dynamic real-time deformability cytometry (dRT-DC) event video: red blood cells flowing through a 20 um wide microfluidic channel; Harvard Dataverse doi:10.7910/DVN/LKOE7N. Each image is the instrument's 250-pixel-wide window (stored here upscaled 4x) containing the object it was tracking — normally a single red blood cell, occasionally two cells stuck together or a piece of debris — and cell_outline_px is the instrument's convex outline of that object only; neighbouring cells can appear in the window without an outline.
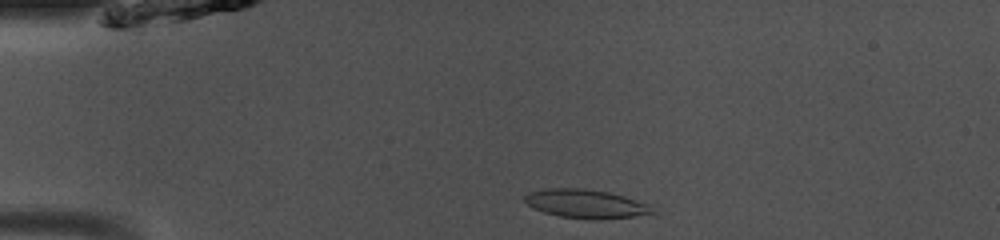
{"species": "common noctule bat (a hibernating species)", "species_latin": "Nyctalus noctula", "temperature_condition": "room temperature", "stored_images_in_passage": 39, "camera_frame_rate_fps": 3000, "um_per_image_px": 0.085, "animal": {"sex": "male", "body_mass_g": 13.0, "forearm_length_mm": 53.1}, "frame": {"image": 1, "passage_image": 1, "time_ms": 0.0, "image_size_px": [1000, 240], "cell_outline_px": [[656, 216], [600, 220], [588, 220], [560, 216], [544, 212], [532, 208], [524, 200], [524, 196], [528, 192], [548, 188], [584, 188], [608, 192], [624, 196], [648, 204], [656, 212]], "centroid_in_image_um": [49.9, 17.36], "position_along_channel_um": 35.1, "area_um2": 22.08}}
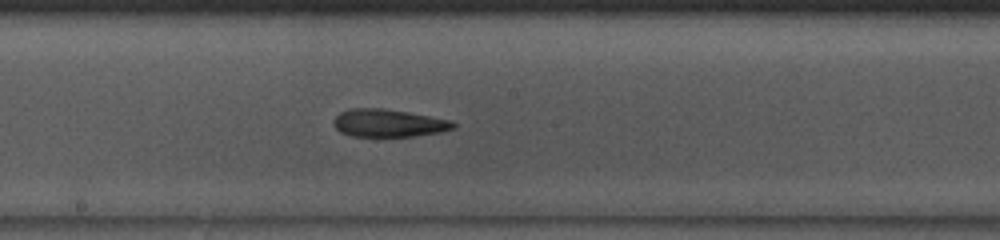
{"frame": {"image": 2, "passage_image": 17, "time_ms": 5.333, "image_size_px": [1000, 240], "cell_outline_px": [[456, 128], [440, 132], [412, 136], [352, 136], [340, 132], [336, 128], [332, 120], [340, 112], [352, 108], [380, 108], [408, 112], [452, 120], [456, 124]], "centroid_in_image_um": [33.03, 10.46], "position_along_channel_um": 215.2, "area_um2": 19.31}}
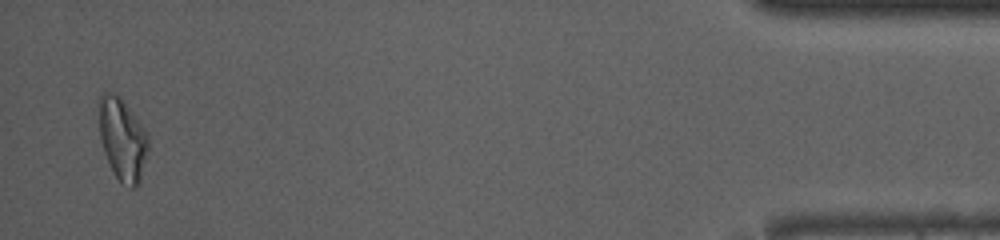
{"frame": {"image": 3, "passage_image": 38, "time_ms": 12.333, "image_size_px": [1000, 240], "cell_outline_px": [[148, 152], [140, 184], [136, 188], [128, 188], [120, 184], [104, 152], [100, 140], [100, 96], [108, 92], [112, 92], [120, 96], [124, 100], [148, 136]], "centroid_in_image_um": [10.44, 11.91], "position_along_channel_um": 424.8, "area_um2": 23.52}, "authors_computed_cell_mechanics": {"area_um2": 20.2878, "velocity_mm_per_s": 4.0948, "shape_relaxation_time_tau1_ms": 6.5105, "shape_relaxation_time_tau2_ms": 2.4838, "deformation_change_tau1": 0.1848, "deformation_change_tau2": 0.1171}}